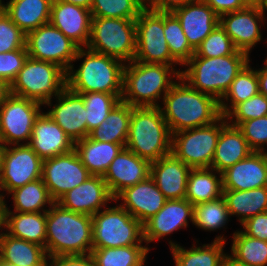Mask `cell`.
<instances>
[{
    "label": "cell",
    "instance_id": "obj_11",
    "mask_svg": "<svg viewBox=\"0 0 267 266\" xmlns=\"http://www.w3.org/2000/svg\"><path fill=\"white\" fill-rule=\"evenodd\" d=\"M44 105L8 93L0 101V141L5 146L28 144Z\"/></svg>",
    "mask_w": 267,
    "mask_h": 266
},
{
    "label": "cell",
    "instance_id": "obj_42",
    "mask_svg": "<svg viewBox=\"0 0 267 266\" xmlns=\"http://www.w3.org/2000/svg\"><path fill=\"white\" fill-rule=\"evenodd\" d=\"M164 35L171 56L181 67L195 54L190 46L180 21L172 12H164Z\"/></svg>",
    "mask_w": 267,
    "mask_h": 266
},
{
    "label": "cell",
    "instance_id": "obj_48",
    "mask_svg": "<svg viewBox=\"0 0 267 266\" xmlns=\"http://www.w3.org/2000/svg\"><path fill=\"white\" fill-rule=\"evenodd\" d=\"M28 57L26 48L0 53V78L10 85L23 68Z\"/></svg>",
    "mask_w": 267,
    "mask_h": 266
},
{
    "label": "cell",
    "instance_id": "obj_21",
    "mask_svg": "<svg viewBox=\"0 0 267 266\" xmlns=\"http://www.w3.org/2000/svg\"><path fill=\"white\" fill-rule=\"evenodd\" d=\"M151 162L123 148L102 176L109 192L115 198L121 191L150 176Z\"/></svg>",
    "mask_w": 267,
    "mask_h": 266
},
{
    "label": "cell",
    "instance_id": "obj_60",
    "mask_svg": "<svg viewBox=\"0 0 267 266\" xmlns=\"http://www.w3.org/2000/svg\"><path fill=\"white\" fill-rule=\"evenodd\" d=\"M249 5H257L260 0H245Z\"/></svg>",
    "mask_w": 267,
    "mask_h": 266
},
{
    "label": "cell",
    "instance_id": "obj_45",
    "mask_svg": "<svg viewBox=\"0 0 267 266\" xmlns=\"http://www.w3.org/2000/svg\"><path fill=\"white\" fill-rule=\"evenodd\" d=\"M267 115V97L258 92L250 99L237 104L226 116L227 123L237 127L241 122Z\"/></svg>",
    "mask_w": 267,
    "mask_h": 266
},
{
    "label": "cell",
    "instance_id": "obj_4",
    "mask_svg": "<svg viewBox=\"0 0 267 266\" xmlns=\"http://www.w3.org/2000/svg\"><path fill=\"white\" fill-rule=\"evenodd\" d=\"M179 66L135 60L125 63L121 101L132 107H159L180 78Z\"/></svg>",
    "mask_w": 267,
    "mask_h": 266
},
{
    "label": "cell",
    "instance_id": "obj_26",
    "mask_svg": "<svg viewBox=\"0 0 267 266\" xmlns=\"http://www.w3.org/2000/svg\"><path fill=\"white\" fill-rule=\"evenodd\" d=\"M191 169L171 153L151 162L150 176L167 200L184 199Z\"/></svg>",
    "mask_w": 267,
    "mask_h": 266
},
{
    "label": "cell",
    "instance_id": "obj_58",
    "mask_svg": "<svg viewBox=\"0 0 267 266\" xmlns=\"http://www.w3.org/2000/svg\"><path fill=\"white\" fill-rule=\"evenodd\" d=\"M5 201H6V197L4 196V194L2 192V188H1V184H0V209L4 208Z\"/></svg>",
    "mask_w": 267,
    "mask_h": 266
},
{
    "label": "cell",
    "instance_id": "obj_17",
    "mask_svg": "<svg viewBox=\"0 0 267 266\" xmlns=\"http://www.w3.org/2000/svg\"><path fill=\"white\" fill-rule=\"evenodd\" d=\"M266 23L257 5H248L241 10L219 16V24L234 46L249 55L263 41L262 28L266 27Z\"/></svg>",
    "mask_w": 267,
    "mask_h": 266
},
{
    "label": "cell",
    "instance_id": "obj_34",
    "mask_svg": "<svg viewBox=\"0 0 267 266\" xmlns=\"http://www.w3.org/2000/svg\"><path fill=\"white\" fill-rule=\"evenodd\" d=\"M230 217L241 225L247 219L267 211V186L250 190H223Z\"/></svg>",
    "mask_w": 267,
    "mask_h": 266
},
{
    "label": "cell",
    "instance_id": "obj_3",
    "mask_svg": "<svg viewBox=\"0 0 267 266\" xmlns=\"http://www.w3.org/2000/svg\"><path fill=\"white\" fill-rule=\"evenodd\" d=\"M92 244V216L64 209L56 202L46 211L45 249L49 258L87 255Z\"/></svg>",
    "mask_w": 267,
    "mask_h": 266
},
{
    "label": "cell",
    "instance_id": "obj_44",
    "mask_svg": "<svg viewBox=\"0 0 267 266\" xmlns=\"http://www.w3.org/2000/svg\"><path fill=\"white\" fill-rule=\"evenodd\" d=\"M200 57H222L228 55H249L238 50L224 29L218 24L195 50Z\"/></svg>",
    "mask_w": 267,
    "mask_h": 266
},
{
    "label": "cell",
    "instance_id": "obj_38",
    "mask_svg": "<svg viewBox=\"0 0 267 266\" xmlns=\"http://www.w3.org/2000/svg\"><path fill=\"white\" fill-rule=\"evenodd\" d=\"M249 62L231 83L229 90L219 102L221 116H226L237 104L259 92L256 68Z\"/></svg>",
    "mask_w": 267,
    "mask_h": 266
},
{
    "label": "cell",
    "instance_id": "obj_52",
    "mask_svg": "<svg viewBox=\"0 0 267 266\" xmlns=\"http://www.w3.org/2000/svg\"><path fill=\"white\" fill-rule=\"evenodd\" d=\"M194 0H145L146 7L159 12H173Z\"/></svg>",
    "mask_w": 267,
    "mask_h": 266
},
{
    "label": "cell",
    "instance_id": "obj_1",
    "mask_svg": "<svg viewBox=\"0 0 267 266\" xmlns=\"http://www.w3.org/2000/svg\"><path fill=\"white\" fill-rule=\"evenodd\" d=\"M172 134L213 124L221 117L219 101L192 88L180 77L159 106Z\"/></svg>",
    "mask_w": 267,
    "mask_h": 266
},
{
    "label": "cell",
    "instance_id": "obj_19",
    "mask_svg": "<svg viewBox=\"0 0 267 266\" xmlns=\"http://www.w3.org/2000/svg\"><path fill=\"white\" fill-rule=\"evenodd\" d=\"M114 201L104 178L90 175L84 183L61 196L56 203L64 209L92 216Z\"/></svg>",
    "mask_w": 267,
    "mask_h": 266
},
{
    "label": "cell",
    "instance_id": "obj_49",
    "mask_svg": "<svg viewBox=\"0 0 267 266\" xmlns=\"http://www.w3.org/2000/svg\"><path fill=\"white\" fill-rule=\"evenodd\" d=\"M240 227L244 234L267 241V211L247 219Z\"/></svg>",
    "mask_w": 267,
    "mask_h": 266
},
{
    "label": "cell",
    "instance_id": "obj_25",
    "mask_svg": "<svg viewBox=\"0 0 267 266\" xmlns=\"http://www.w3.org/2000/svg\"><path fill=\"white\" fill-rule=\"evenodd\" d=\"M221 174L223 190H250L267 186V155L253 151Z\"/></svg>",
    "mask_w": 267,
    "mask_h": 266
},
{
    "label": "cell",
    "instance_id": "obj_23",
    "mask_svg": "<svg viewBox=\"0 0 267 266\" xmlns=\"http://www.w3.org/2000/svg\"><path fill=\"white\" fill-rule=\"evenodd\" d=\"M28 145L44 161L74 150L75 143L45 112L35 120Z\"/></svg>",
    "mask_w": 267,
    "mask_h": 266
},
{
    "label": "cell",
    "instance_id": "obj_5",
    "mask_svg": "<svg viewBox=\"0 0 267 266\" xmlns=\"http://www.w3.org/2000/svg\"><path fill=\"white\" fill-rule=\"evenodd\" d=\"M252 59L250 55H228L222 57H200L196 53L182 66V77L192 88L223 98L239 72Z\"/></svg>",
    "mask_w": 267,
    "mask_h": 266
},
{
    "label": "cell",
    "instance_id": "obj_28",
    "mask_svg": "<svg viewBox=\"0 0 267 266\" xmlns=\"http://www.w3.org/2000/svg\"><path fill=\"white\" fill-rule=\"evenodd\" d=\"M46 249L36 243L0 233V263L10 266H48Z\"/></svg>",
    "mask_w": 267,
    "mask_h": 266
},
{
    "label": "cell",
    "instance_id": "obj_37",
    "mask_svg": "<svg viewBox=\"0 0 267 266\" xmlns=\"http://www.w3.org/2000/svg\"><path fill=\"white\" fill-rule=\"evenodd\" d=\"M228 258L242 266H267V241L244 234L240 229L232 233Z\"/></svg>",
    "mask_w": 267,
    "mask_h": 266
},
{
    "label": "cell",
    "instance_id": "obj_2",
    "mask_svg": "<svg viewBox=\"0 0 267 266\" xmlns=\"http://www.w3.org/2000/svg\"><path fill=\"white\" fill-rule=\"evenodd\" d=\"M78 61L79 67H74ZM73 63L66 72V87L72 92L123 94L125 63L121 60L82 47Z\"/></svg>",
    "mask_w": 267,
    "mask_h": 266
},
{
    "label": "cell",
    "instance_id": "obj_10",
    "mask_svg": "<svg viewBox=\"0 0 267 266\" xmlns=\"http://www.w3.org/2000/svg\"><path fill=\"white\" fill-rule=\"evenodd\" d=\"M225 116L204 127L172 134L171 153L191 168H209L221 130L227 125Z\"/></svg>",
    "mask_w": 267,
    "mask_h": 266
},
{
    "label": "cell",
    "instance_id": "obj_7",
    "mask_svg": "<svg viewBox=\"0 0 267 266\" xmlns=\"http://www.w3.org/2000/svg\"><path fill=\"white\" fill-rule=\"evenodd\" d=\"M116 204L92 215V249L146 245L143 224Z\"/></svg>",
    "mask_w": 267,
    "mask_h": 266
},
{
    "label": "cell",
    "instance_id": "obj_14",
    "mask_svg": "<svg viewBox=\"0 0 267 266\" xmlns=\"http://www.w3.org/2000/svg\"><path fill=\"white\" fill-rule=\"evenodd\" d=\"M193 223V205L184 199L167 200L165 205L143 224V239L151 251L150 243L167 239L169 249L178 246L177 241L170 238L179 230L185 231ZM189 226V227H188Z\"/></svg>",
    "mask_w": 267,
    "mask_h": 266
},
{
    "label": "cell",
    "instance_id": "obj_13",
    "mask_svg": "<svg viewBox=\"0 0 267 266\" xmlns=\"http://www.w3.org/2000/svg\"><path fill=\"white\" fill-rule=\"evenodd\" d=\"M25 46L29 57L51 62L65 72L73 64L79 47L50 22L26 34Z\"/></svg>",
    "mask_w": 267,
    "mask_h": 266
},
{
    "label": "cell",
    "instance_id": "obj_41",
    "mask_svg": "<svg viewBox=\"0 0 267 266\" xmlns=\"http://www.w3.org/2000/svg\"><path fill=\"white\" fill-rule=\"evenodd\" d=\"M84 101L86 109L87 137L89 133L100 126L111 110L121 101L122 94L102 92L77 93Z\"/></svg>",
    "mask_w": 267,
    "mask_h": 266
},
{
    "label": "cell",
    "instance_id": "obj_50",
    "mask_svg": "<svg viewBox=\"0 0 267 266\" xmlns=\"http://www.w3.org/2000/svg\"><path fill=\"white\" fill-rule=\"evenodd\" d=\"M209 5L218 15L228 12H235L247 7L249 4L245 0H202Z\"/></svg>",
    "mask_w": 267,
    "mask_h": 266
},
{
    "label": "cell",
    "instance_id": "obj_43",
    "mask_svg": "<svg viewBox=\"0 0 267 266\" xmlns=\"http://www.w3.org/2000/svg\"><path fill=\"white\" fill-rule=\"evenodd\" d=\"M146 7L145 0H93L92 17L136 19Z\"/></svg>",
    "mask_w": 267,
    "mask_h": 266
},
{
    "label": "cell",
    "instance_id": "obj_15",
    "mask_svg": "<svg viewBox=\"0 0 267 266\" xmlns=\"http://www.w3.org/2000/svg\"><path fill=\"white\" fill-rule=\"evenodd\" d=\"M42 162L28 144L6 146L0 176L4 196L18 187L41 179Z\"/></svg>",
    "mask_w": 267,
    "mask_h": 266
},
{
    "label": "cell",
    "instance_id": "obj_64",
    "mask_svg": "<svg viewBox=\"0 0 267 266\" xmlns=\"http://www.w3.org/2000/svg\"><path fill=\"white\" fill-rule=\"evenodd\" d=\"M262 153H264L265 155H267V146H266L265 149L262 151Z\"/></svg>",
    "mask_w": 267,
    "mask_h": 266
},
{
    "label": "cell",
    "instance_id": "obj_32",
    "mask_svg": "<svg viewBox=\"0 0 267 266\" xmlns=\"http://www.w3.org/2000/svg\"><path fill=\"white\" fill-rule=\"evenodd\" d=\"M6 196H11L13 204L10 209L5 201L3 212H46L55 203L42 178L18 187Z\"/></svg>",
    "mask_w": 267,
    "mask_h": 266
},
{
    "label": "cell",
    "instance_id": "obj_24",
    "mask_svg": "<svg viewBox=\"0 0 267 266\" xmlns=\"http://www.w3.org/2000/svg\"><path fill=\"white\" fill-rule=\"evenodd\" d=\"M172 13L180 21L183 32L194 50L219 24V16L202 0H194Z\"/></svg>",
    "mask_w": 267,
    "mask_h": 266
},
{
    "label": "cell",
    "instance_id": "obj_8",
    "mask_svg": "<svg viewBox=\"0 0 267 266\" xmlns=\"http://www.w3.org/2000/svg\"><path fill=\"white\" fill-rule=\"evenodd\" d=\"M66 88V72L58 65L28 57L9 85V93L45 105Z\"/></svg>",
    "mask_w": 267,
    "mask_h": 266
},
{
    "label": "cell",
    "instance_id": "obj_9",
    "mask_svg": "<svg viewBox=\"0 0 267 266\" xmlns=\"http://www.w3.org/2000/svg\"><path fill=\"white\" fill-rule=\"evenodd\" d=\"M86 47L124 63L133 61L136 52L135 19L92 17Z\"/></svg>",
    "mask_w": 267,
    "mask_h": 266
},
{
    "label": "cell",
    "instance_id": "obj_54",
    "mask_svg": "<svg viewBox=\"0 0 267 266\" xmlns=\"http://www.w3.org/2000/svg\"><path fill=\"white\" fill-rule=\"evenodd\" d=\"M57 1L74 4L90 10L93 0H57Z\"/></svg>",
    "mask_w": 267,
    "mask_h": 266
},
{
    "label": "cell",
    "instance_id": "obj_53",
    "mask_svg": "<svg viewBox=\"0 0 267 266\" xmlns=\"http://www.w3.org/2000/svg\"><path fill=\"white\" fill-rule=\"evenodd\" d=\"M263 67L256 68L259 92L267 97V66L263 63Z\"/></svg>",
    "mask_w": 267,
    "mask_h": 266
},
{
    "label": "cell",
    "instance_id": "obj_20",
    "mask_svg": "<svg viewBox=\"0 0 267 266\" xmlns=\"http://www.w3.org/2000/svg\"><path fill=\"white\" fill-rule=\"evenodd\" d=\"M167 199L157 187L154 179H147L121 191L113 203H119L134 218L144 224L165 205Z\"/></svg>",
    "mask_w": 267,
    "mask_h": 266
},
{
    "label": "cell",
    "instance_id": "obj_62",
    "mask_svg": "<svg viewBox=\"0 0 267 266\" xmlns=\"http://www.w3.org/2000/svg\"><path fill=\"white\" fill-rule=\"evenodd\" d=\"M4 12V0H0V15Z\"/></svg>",
    "mask_w": 267,
    "mask_h": 266
},
{
    "label": "cell",
    "instance_id": "obj_12",
    "mask_svg": "<svg viewBox=\"0 0 267 266\" xmlns=\"http://www.w3.org/2000/svg\"><path fill=\"white\" fill-rule=\"evenodd\" d=\"M135 61L180 65L170 54L164 35V12L145 7L135 19Z\"/></svg>",
    "mask_w": 267,
    "mask_h": 266
},
{
    "label": "cell",
    "instance_id": "obj_16",
    "mask_svg": "<svg viewBox=\"0 0 267 266\" xmlns=\"http://www.w3.org/2000/svg\"><path fill=\"white\" fill-rule=\"evenodd\" d=\"M91 174L75 150L42 162V180L56 202L71 189L84 183Z\"/></svg>",
    "mask_w": 267,
    "mask_h": 266
},
{
    "label": "cell",
    "instance_id": "obj_31",
    "mask_svg": "<svg viewBox=\"0 0 267 266\" xmlns=\"http://www.w3.org/2000/svg\"><path fill=\"white\" fill-rule=\"evenodd\" d=\"M3 229L13 237L45 248L46 212H3Z\"/></svg>",
    "mask_w": 267,
    "mask_h": 266
},
{
    "label": "cell",
    "instance_id": "obj_57",
    "mask_svg": "<svg viewBox=\"0 0 267 266\" xmlns=\"http://www.w3.org/2000/svg\"><path fill=\"white\" fill-rule=\"evenodd\" d=\"M5 147L6 146L0 141V176L2 172L3 156H4Z\"/></svg>",
    "mask_w": 267,
    "mask_h": 266
},
{
    "label": "cell",
    "instance_id": "obj_56",
    "mask_svg": "<svg viewBox=\"0 0 267 266\" xmlns=\"http://www.w3.org/2000/svg\"><path fill=\"white\" fill-rule=\"evenodd\" d=\"M257 6L259 7V10L262 13L265 21H267V0H260Z\"/></svg>",
    "mask_w": 267,
    "mask_h": 266
},
{
    "label": "cell",
    "instance_id": "obj_40",
    "mask_svg": "<svg viewBox=\"0 0 267 266\" xmlns=\"http://www.w3.org/2000/svg\"><path fill=\"white\" fill-rule=\"evenodd\" d=\"M230 217L227 203L223 196L216 200L199 203L193 206L192 225L205 232L225 231Z\"/></svg>",
    "mask_w": 267,
    "mask_h": 266
},
{
    "label": "cell",
    "instance_id": "obj_30",
    "mask_svg": "<svg viewBox=\"0 0 267 266\" xmlns=\"http://www.w3.org/2000/svg\"><path fill=\"white\" fill-rule=\"evenodd\" d=\"M53 0H8L4 12L25 33L49 23Z\"/></svg>",
    "mask_w": 267,
    "mask_h": 266
},
{
    "label": "cell",
    "instance_id": "obj_55",
    "mask_svg": "<svg viewBox=\"0 0 267 266\" xmlns=\"http://www.w3.org/2000/svg\"><path fill=\"white\" fill-rule=\"evenodd\" d=\"M9 93V85L0 78V101Z\"/></svg>",
    "mask_w": 267,
    "mask_h": 266
},
{
    "label": "cell",
    "instance_id": "obj_39",
    "mask_svg": "<svg viewBox=\"0 0 267 266\" xmlns=\"http://www.w3.org/2000/svg\"><path fill=\"white\" fill-rule=\"evenodd\" d=\"M150 250L146 245L92 249L94 266H146Z\"/></svg>",
    "mask_w": 267,
    "mask_h": 266
},
{
    "label": "cell",
    "instance_id": "obj_27",
    "mask_svg": "<svg viewBox=\"0 0 267 266\" xmlns=\"http://www.w3.org/2000/svg\"><path fill=\"white\" fill-rule=\"evenodd\" d=\"M222 233L215 236L211 243H199L194 238L190 248L178 245L170 249L175 266H225L228 252L224 251L227 237ZM196 239V240H195ZM195 242V243H194Z\"/></svg>",
    "mask_w": 267,
    "mask_h": 266
},
{
    "label": "cell",
    "instance_id": "obj_22",
    "mask_svg": "<svg viewBox=\"0 0 267 266\" xmlns=\"http://www.w3.org/2000/svg\"><path fill=\"white\" fill-rule=\"evenodd\" d=\"M91 20L89 9L57 0L52 1L49 22L79 48L88 45Z\"/></svg>",
    "mask_w": 267,
    "mask_h": 266
},
{
    "label": "cell",
    "instance_id": "obj_59",
    "mask_svg": "<svg viewBox=\"0 0 267 266\" xmlns=\"http://www.w3.org/2000/svg\"><path fill=\"white\" fill-rule=\"evenodd\" d=\"M3 229V209H0V233Z\"/></svg>",
    "mask_w": 267,
    "mask_h": 266
},
{
    "label": "cell",
    "instance_id": "obj_47",
    "mask_svg": "<svg viewBox=\"0 0 267 266\" xmlns=\"http://www.w3.org/2000/svg\"><path fill=\"white\" fill-rule=\"evenodd\" d=\"M237 128L255 152H262L267 146V115L241 122Z\"/></svg>",
    "mask_w": 267,
    "mask_h": 266
},
{
    "label": "cell",
    "instance_id": "obj_63",
    "mask_svg": "<svg viewBox=\"0 0 267 266\" xmlns=\"http://www.w3.org/2000/svg\"><path fill=\"white\" fill-rule=\"evenodd\" d=\"M265 42L267 44V38H266ZM264 64L267 66V57L264 59Z\"/></svg>",
    "mask_w": 267,
    "mask_h": 266
},
{
    "label": "cell",
    "instance_id": "obj_46",
    "mask_svg": "<svg viewBox=\"0 0 267 266\" xmlns=\"http://www.w3.org/2000/svg\"><path fill=\"white\" fill-rule=\"evenodd\" d=\"M25 40L26 34L3 12L0 15V53L26 48Z\"/></svg>",
    "mask_w": 267,
    "mask_h": 266
},
{
    "label": "cell",
    "instance_id": "obj_29",
    "mask_svg": "<svg viewBox=\"0 0 267 266\" xmlns=\"http://www.w3.org/2000/svg\"><path fill=\"white\" fill-rule=\"evenodd\" d=\"M253 150L242 132L227 124L220 132L211 167L219 173L249 156Z\"/></svg>",
    "mask_w": 267,
    "mask_h": 266
},
{
    "label": "cell",
    "instance_id": "obj_33",
    "mask_svg": "<svg viewBox=\"0 0 267 266\" xmlns=\"http://www.w3.org/2000/svg\"><path fill=\"white\" fill-rule=\"evenodd\" d=\"M123 148L121 144L92 140L86 137L75 142L74 150L91 175L103 176Z\"/></svg>",
    "mask_w": 267,
    "mask_h": 266
},
{
    "label": "cell",
    "instance_id": "obj_61",
    "mask_svg": "<svg viewBox=\"0 0 267 266\" xmlns=\"http://www.w3.org/2000/svg\"><path fill=\"white\" fill-rule=\"evenodd\" d=\"M225 266H242V265L234 264V263L228 258Z\"/></svg>",
    "mask_w": 267,
    "mask_h": 266
},
{
    "label": "cell",
    "instance_id": "obj_51",
    "mask_svg": "<svg viewBox=\"0 0 267 266\" xmlns=\"http://www.w3.org/2000/svg\"><path fill=\"white\" fill-rule=\"evenodd\" d=\"M48 266H94L90 254L69 255L49 258Z\"/></svg>",
    "mask_w": 267,
    "mask_h": 266
},
{
    "label": "cell",
    "instance_id": "obj_36",
    "mask_svg": "<svg viewBox=\"0 0 267 266\" xmlns=\"http://www.w3.org/2000/svg\"><path fill=\"white\" fill-rule=\"evenodd\" d=\"M131 114L132 106L120 101L88 137L92 140L121 144L125 148Z\"/></svg>",
    "mask_w": 267,
    "mask_h": 266
},
{
    "label": "cell",
    "instance_id": "obj_6",
    "mask_svg": "<svg viewBox=\"0 0 267 266\" xmlns=\"http://www.w3.org/2000/svg\"><path fill=\"white\" fill-rule=\"evenodd\" d=\"M125 147L150 162L171 154L172 133L160 107H132Z\"/></svg>",
    "mask_w": 267,
    "mask_h": 266
},
{
    "label": "cell",
    "instance_id": "obj_18",
    "mask_svg": "<svg viewBox=\"0 0 267 266\" xmlns=\"http://www.w3.org/2000/svg\"><path fill=\"white\" fill-rule=\"evenodd\" d=\"M44 106L43 108H47L45 112L74 143L87 137L86 109L83 98L79 94L66 87Z\"/></svg>",
    "mask_w": 267,
    "mask_h": 266
},
{
    "label": "cell",
    "instance_id": "obj_35",
    "mask_svg": "<svg viewBox=\"0 0 267 266\" xmlns=\"http://www.w3.org/2000/svg\"><path fill=\"white\" fill-rule=\"evenodd\" d=\"M223 195L222 174L213 168H192L186 187L185 199L193 206L213 201Z\"/></svg>",
    "mask_w": 267,
    "mask_h": 266
}]
</instances>
